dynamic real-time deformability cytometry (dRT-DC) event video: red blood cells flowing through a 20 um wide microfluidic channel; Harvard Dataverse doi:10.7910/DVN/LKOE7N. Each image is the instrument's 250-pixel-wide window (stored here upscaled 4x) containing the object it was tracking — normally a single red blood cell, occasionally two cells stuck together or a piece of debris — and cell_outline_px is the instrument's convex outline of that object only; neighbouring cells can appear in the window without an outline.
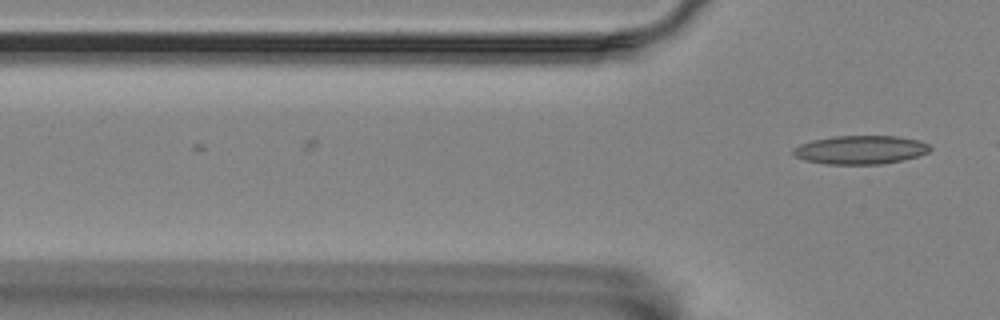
{"species": "Egyptian fruit bat (a non-hibernating species)", "species_latin": "Rousettus aegyptiacus", "temperature_condition": "room temperature", "stored_images_in_passage": 7, "camera_frame_rate_fps": 3000, "um_per_image_px": 0.085, "animal": {"sex": "female"}, "frame": {"image": 1, "passage_image": 7, "time_ms": 2.0, "image_size_px": [1000, 320], "cell_outline_px": [[932, 148], [928, 152], [904, 160], [880, 164], [824, 164], [804, 160], [796, 156], [792, 152], [792, 148], [800, 144], [812, 140], [832, 136], [896, 136], [920, 140], [928, 144]], "centroid_in_image_um": [73.12, 12.73], "position_along_channel_um": 52.7, "area_um2": 22.89}}